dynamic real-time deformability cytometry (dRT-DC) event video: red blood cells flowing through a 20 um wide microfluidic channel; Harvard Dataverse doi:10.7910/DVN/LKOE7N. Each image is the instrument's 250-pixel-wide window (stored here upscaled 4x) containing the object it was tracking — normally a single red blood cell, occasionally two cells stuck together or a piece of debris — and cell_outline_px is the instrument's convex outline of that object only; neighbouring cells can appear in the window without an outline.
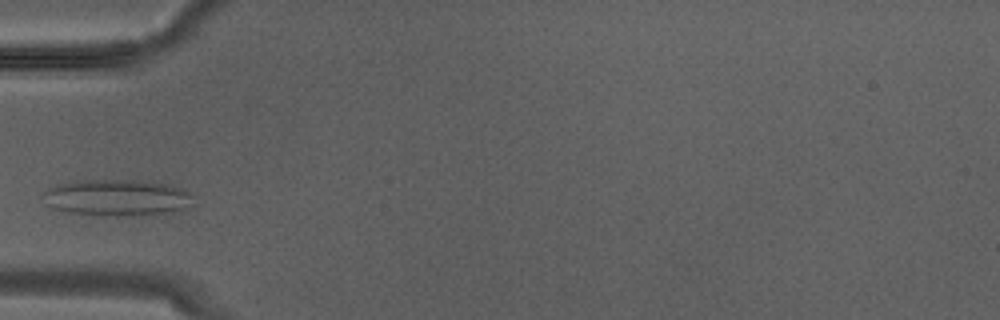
{"species": "Egyptian fruit bat (a non-hibernating species)", "species_latin": "Rousettus aegyptiacus", "temperature_condition": "warm", "stored_images_in_passage": 4, "camera_frame_rate_fps": 3000, "um_per_image_px": 0.085, "animal": {"sex": "male"}, "frame": {"image": 1, "passage_image": 3, "time_ms": 0.667, "image_size_px": [1000, 320], "cell_outline_px": [[192, 196], [188, 204], [184, 208], [172, 212], [152, 216], [116, 216], [68, 212], [52, 208], [44, 204], [40, 196], [48, 188], [60, 184], [80, 180], [136, 180], [168, 184], [180, 188], [188, 192]], "centroid_in_image_um": [9.89, 16.81], "position_along_channel_um": 75.1, "area_um2": 32.08}}